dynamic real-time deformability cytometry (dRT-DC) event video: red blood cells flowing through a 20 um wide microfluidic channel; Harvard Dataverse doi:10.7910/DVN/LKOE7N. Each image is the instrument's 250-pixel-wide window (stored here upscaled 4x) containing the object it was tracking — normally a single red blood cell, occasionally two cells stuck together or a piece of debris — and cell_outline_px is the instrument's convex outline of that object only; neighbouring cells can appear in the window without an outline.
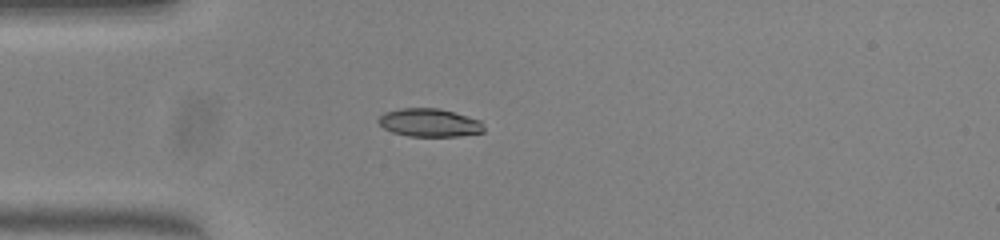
{"species": "common noctule bat (a hibernating species)", "species_latin": "Nyctalus noctula", "temperature_condition": "warm", "stored_images_in_passage": 38, "camera_frame_rate_fps": 3000, "um_per_image_px": 0.085, "animal": {"sex": "female", "body_mass_g": 23.0, "forearm_length_mm": 53.4}, "frame": {"image": 1, "passage_image": 1, "time_ms": 0.0, "image_size_px": [1000, 240], "cell_outline_px": [[484, 132], [456, 136], [408, 136], [392, 132], [384, 128], [376, 120], [384, 112], [400, 108], [440, 108], [480, 120], [484, 128]], "centroid_in_image_um": [36.47, 10.42], "position_along_channel_um": 48.5, "area_um2": 17.28}}
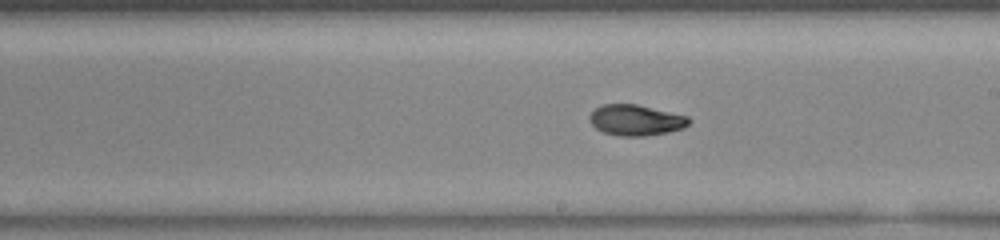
{"frame": {"image": 2, "passage_image": 16, "time_ms": 5.0, "image_size_px": [1000, 240], "cell_outline_px": [[692, 120], [684, 128], [668, 132], [644, 136], [620, 136], [604, 132], [596, 128], [588, 120], [588, 116], [596, 108], [604, 104], [636, 104], [688, 116]], "centroid_in_image_um": [54.05, 10.21], "position_along_channel_um": 235.0, "area_um2": 17.8}}
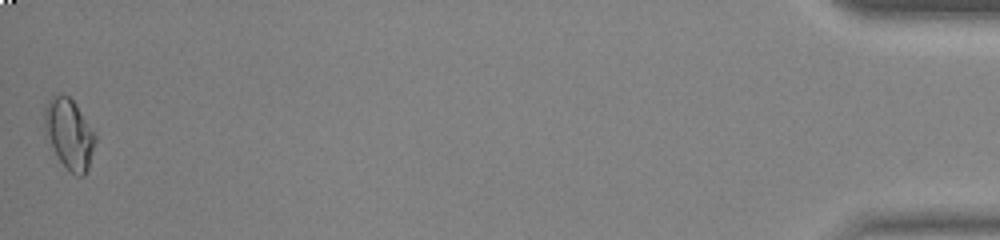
{"frame": {"image": 3, "passage_image": 38, "time_ms": 12.333, "image_size_px": [1000, 240], "cell_outline_px": [[96, 140], [88, 168], [84, 176], [76, 176], [60, 160], [52, 144], [44, 124], [44, 108], [48, 100], [52, 96], [68, 96], [76, 104], [96, 136]], "centroid_in_image_um": [5.91, 11.37], "position_along_channel_um": 429.3, "area_um2": 19.94}, "authors_computed_cell_mechanics": {"area_um2": 17.9469, "velocity_mm_per_s": 3.9942, "shape_relaxation_time_tau1_ms": 10.2088, "shape_relaxation_time_tau2_ms": 1.3709, "deformation_change_tau1": 0.2468, "deformation_change_tau2": 0.0425}}